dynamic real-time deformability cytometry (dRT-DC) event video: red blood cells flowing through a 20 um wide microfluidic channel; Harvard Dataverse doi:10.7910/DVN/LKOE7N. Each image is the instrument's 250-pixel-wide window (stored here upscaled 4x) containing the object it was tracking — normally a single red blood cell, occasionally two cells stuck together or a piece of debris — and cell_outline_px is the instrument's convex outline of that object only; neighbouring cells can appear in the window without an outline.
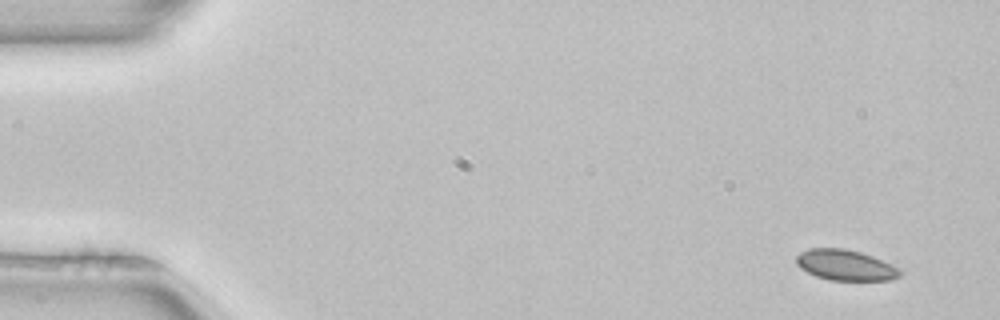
{"species": "common noctule bat (a hibernating species)", "species_latin": "Nyctalus noctula", "temperature_condition": "room temperature", "stored_images_in_passage": 4, "camera_frame_rate_fps": 3000, "um_per_image_px": 0.085, "animal": {"sex": "female", "body_mass_g": 22.7, "forearm_length_mm": 54.2}, "frame": {"image": 1, "passage_image": 1, "time_ms": 0.0, "image_size_px": [1000, 320], "cell_outline_px": [[904, 272], [900, 276], [892, 280], [828, 280], [816, 276], [800, 268], [796, 264], [796, 256], [800, 252], [808, 248], [844, 248], [860, 252], [872, 256], [892, 264], [900, 268]], "centroid_in_image_um": [71.88, 22.53], "position_along_channel_um": 13.1, "area_um2": 18.73}}
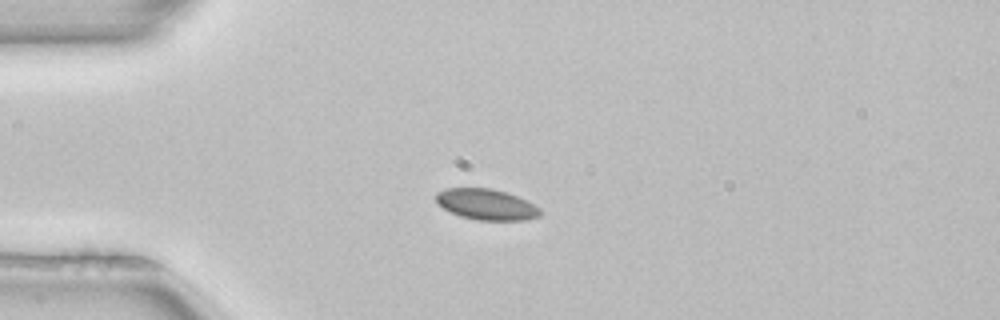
{"frame": {"image": 2, "passage_image": 3, "time_ms": 0.667, "image_size_px": [1000, 320], "cell_outline_px": [[540, 216], [524, 220], [476, 220], [460, 216], [444, 208], [436, 200], [436, 192], [444, 188], [492, 188], [508, 192], [540, 208]], "centroid_in_image_um": [41.33, 17.37], "position_along_channel_um": 43.7, "area_um2": 18.61}}